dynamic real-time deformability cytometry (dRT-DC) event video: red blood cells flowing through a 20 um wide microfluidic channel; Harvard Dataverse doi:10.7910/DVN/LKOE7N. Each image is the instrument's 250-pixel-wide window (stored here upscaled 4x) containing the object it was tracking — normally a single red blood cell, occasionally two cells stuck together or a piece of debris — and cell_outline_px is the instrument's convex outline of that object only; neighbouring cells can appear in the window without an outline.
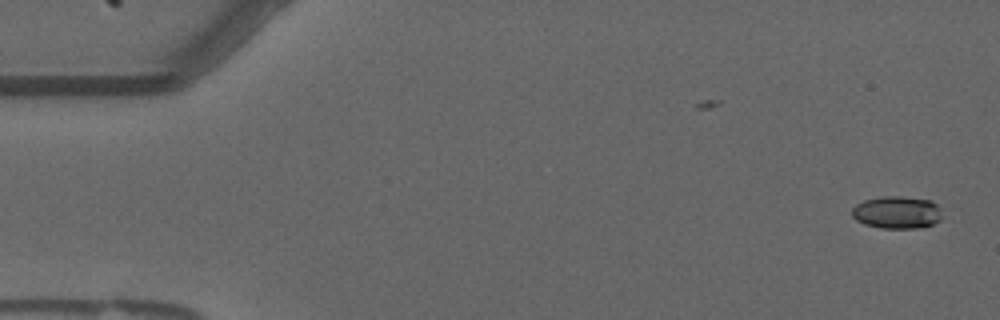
{"species": "common noctule bat (a hibernating species)", "species_latin": "Nyctalus noctula", "temperature_condition": "warm", "stored_images_in_passage": 22, "camera_frame_rate_fps": 3000, "um_per_image_px": 0.085, "animal": {"sex": "male", "forearm_length_mm": 52.5}, "frame": {"image": 1, "passage_image": 1, "time_ms": 0.0, "image_size_px": [1000, 320], "cell_outline_px": [[940, 220], [932, 224], [916, 228], [880, 228], [864, 224], [856, 220], [852, 216], [852, 208], [856, 204], [864, 200], [880, 196], [900, 196], [932, 200], [940, 208]], "centroid_in_image_um": [76.21, 18.04], "position_along_channel_um": 8.8, "area_um2": 17.11}}
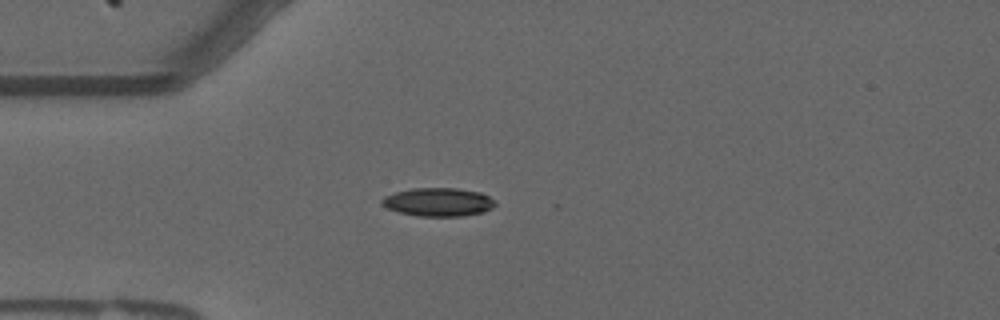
{"frame": {"image": 2, "passage_image": 14, "time_ms": 4.333, "image_size_px": [1000, 320], "cell_outline_px": [[496, 204], [492, 208], [484, 212], [460, 216], [416, 216], [400, 212], [388, 208], [380, 204], [380, 200], [384, 196], [396, 192], [412, 188], [456, 188], [480, 192], [488, 196]], "centroid_in_image_um": [37.23, 17.17], "position_along_channel_um": 47.8, "area_um2": 18.73}}